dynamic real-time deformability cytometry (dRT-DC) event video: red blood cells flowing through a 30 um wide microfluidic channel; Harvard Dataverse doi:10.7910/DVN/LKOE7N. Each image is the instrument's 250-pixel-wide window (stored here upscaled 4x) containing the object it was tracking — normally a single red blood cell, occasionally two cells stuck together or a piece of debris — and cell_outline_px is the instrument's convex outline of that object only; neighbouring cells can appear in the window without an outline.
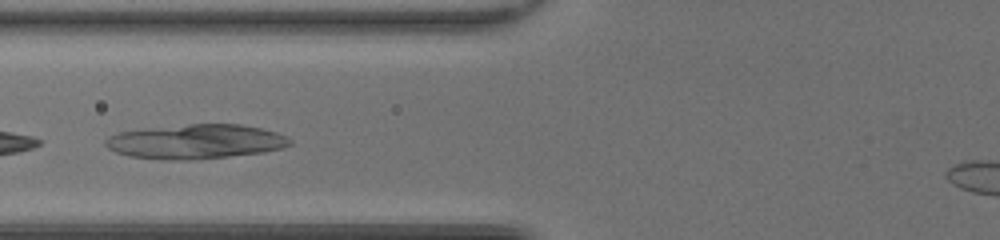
{"species": "common noctule bat (a hibernating species)", "species_latin": "Nyctalus noctula", "temperature_condition": "room temperature", "stored_images_in_passage": 13, "camera_frame_rate_fps": 3000, "um_per_image_px": 0.085, "animal": {"sex": "female", "body_mass_g": 20.0, "forearm_length_mm": 54.0}, "frame": {"image": 1, "passage_image": 8, "time_ms": 2.333, "image_size_px": [1000, 240], "cell_outline_px": [[292, 144], [280, 148], [260, 152], [228, 156], [188, 160], [160, 160], [128, 156], [116, 152], [108, 148], [104, 144], [104, 140], [108, 136], [120, 132], [144, 128], [188, 124], [240, 124], [260, 128], [276, 132], [292, 140]], "centroid_in_image_um": [16.57, 12.03], "position_along_channel_um": 109.2, "area_um2": 36.99}}
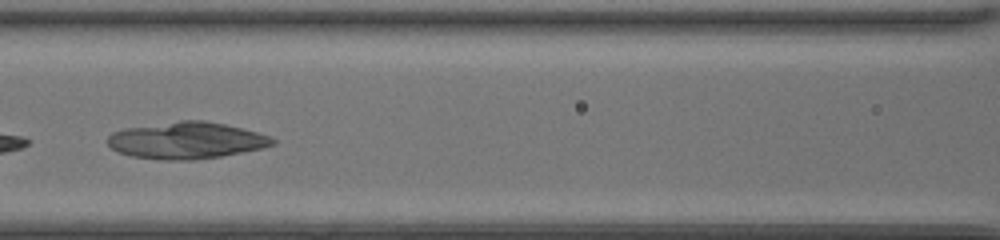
{"frame": {"image": 2, "passage_image": 11, "time_ms": 3.333, "image_size_px": [1000, 240], "cell_outline_px": [[276, 144], [260, 148], [220, 156], [192, 160], [168, 160], [132, 156], [120, 152], [112, 148], [108, 144], [108, 136], [112, 132], [124, 128], [180, 120], [204, 120], [224, 124], [256, 132], [268, 136], [276, 140]], "centroid_in_image_um": [15.82, 11.93], "position_along_channel_um": 150.8, "area_um2": 34.91}}